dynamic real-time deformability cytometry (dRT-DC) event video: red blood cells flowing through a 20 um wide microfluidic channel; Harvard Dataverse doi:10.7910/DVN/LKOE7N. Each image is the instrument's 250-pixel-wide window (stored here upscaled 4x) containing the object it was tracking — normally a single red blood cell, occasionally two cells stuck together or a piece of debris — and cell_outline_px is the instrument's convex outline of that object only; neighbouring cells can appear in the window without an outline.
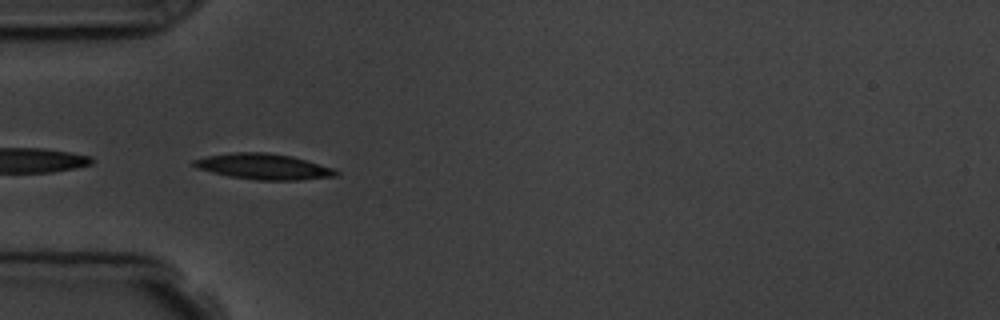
{"species": "common noctule bat (a hibernating species)", "species_latin": "Nyctalus noctula", "temperature_condition": "room temperature", "stored_images_in_passage": 4, "camera_frame_rate_fps": 3000, "um_per_image_px": 0.085, "animal": {"sex": "male", "body_mass_g": 19.5, "forearm_length_mm": 54.6}, "frame": {"image": 1, "passage_image": 3, "time_ms": 3.333, "image_size_px": [1000, 320], "cell_outline_px": [[340, 176], [300, 180], [256, 180], [228, 176], [196, 168], [192, 164], [192, 160], [208, 156], [236, 152], [264, 152], [292, 156], [332, 168], [340, 172]], "centroid_in_image_um": [22.42, 14.17], "position_along_channel_um": 62.6, "area_um2": 21.27}}